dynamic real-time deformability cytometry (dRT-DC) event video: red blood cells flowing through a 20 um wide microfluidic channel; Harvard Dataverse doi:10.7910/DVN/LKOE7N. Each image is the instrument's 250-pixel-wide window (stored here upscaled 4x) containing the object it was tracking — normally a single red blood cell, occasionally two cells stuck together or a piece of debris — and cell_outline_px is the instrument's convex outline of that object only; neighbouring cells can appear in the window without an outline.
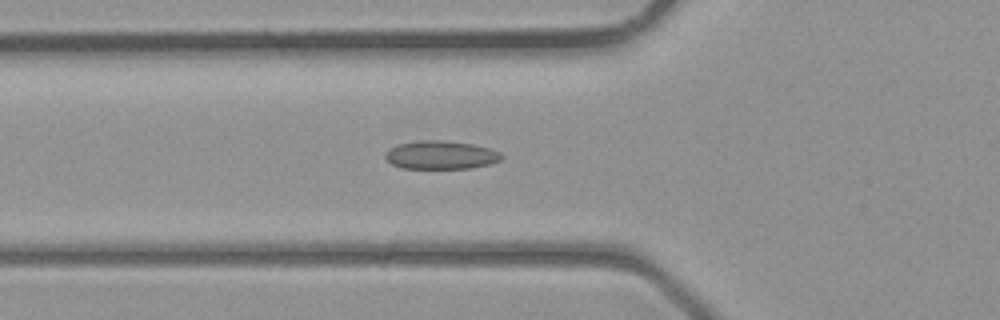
{"species": "common noctule bat (a hibernating species)", "species_latin": "Nyctalus noctula", "temperature_condition": "room temperature", "stored_images_in_passage": 33, "camera_frame_rate_fps": 3000, "um_per_image_px": 0.085, "animal": {"sex": "male", "body_mass_g": 23.1, "forearm_length_mm": 52.7}, "frame": {"image": 1, "passage_image": 7, "time_ms": 2.0, "image_size_px": [1000, 320], "cell_outline_px": [[504, 156], [500, 160], [488, 164], [468, 168], [400, 168], [392, 164], [384, 156], [392, 148], [400, 144], [420, 140], [440, 140], [472, 144], [488, 148], [500, 152]], "centroid_in_image_um": [37.49, 13.18], "position_along_channel_um": 88.3, "area_um2": 18.84}}
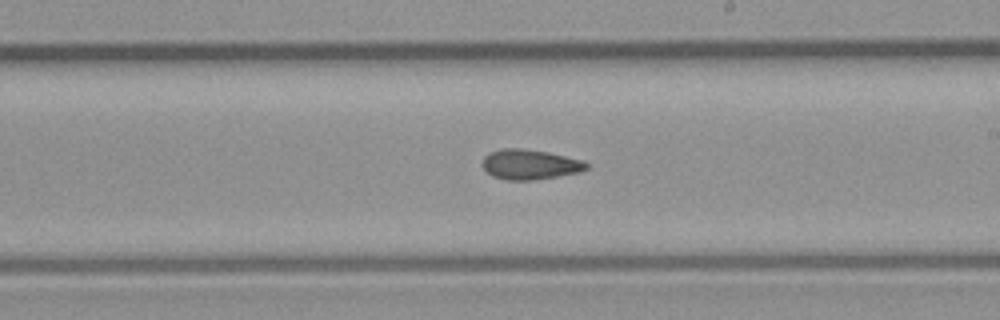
{"frame": {"image": 2, "passage_image": 16, "time_ms": 5.0, "image_size_px": [1000, 320], "cell_outline_px": [[588, 168], [580, 172], [532, 180], [508, 180], [492, 176], [480, 164], [484, 156], [488, 152], [504, 148], [520, 148], [548, 152], [584, 160], [588, 164]], "centroid_in_image_um": [45.02, 13.97], "position_along_channel_um": 244.0, "area_um2": 18.26}}
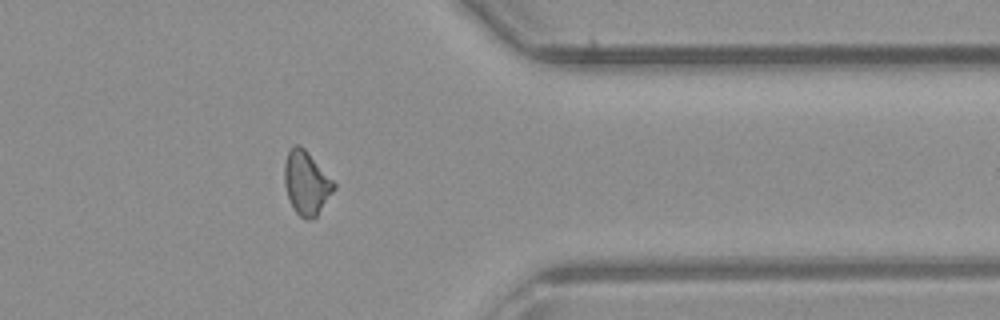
{"frame": {"image": 3, "passage_image": 25, "time_ms": 8.0, "image_size_px": [1000, 320], "cell_outline_px": [[336, 188], [316, 216], [312, 220], [304, 220], [292, 208], [288, 200], [284, 184], [284, 164], [288, 152], [296, 144], [300, 144], [304, 148], [336, 184]], "centroid_in_image_um": [26.02, 15.58], "position_along_channel_um": 385.4, "area_um2": 18.32}}